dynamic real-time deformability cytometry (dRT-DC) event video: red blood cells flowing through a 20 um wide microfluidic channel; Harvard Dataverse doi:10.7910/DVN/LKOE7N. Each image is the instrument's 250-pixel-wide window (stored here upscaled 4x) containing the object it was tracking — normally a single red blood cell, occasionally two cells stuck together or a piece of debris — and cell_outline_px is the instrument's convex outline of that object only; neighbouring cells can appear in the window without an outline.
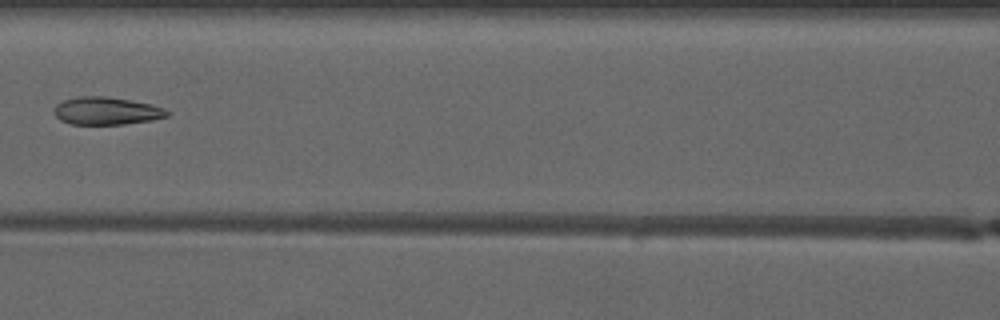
{"species": "common noctule bat (a hibernating species)", "species_latin": "Nyctalus noctula", "temperature_condition": "warm", "stored_images_in_passage": 4, "camera_frame_rate_fps": 3000, "um_per_image_px": 0.085, "animal": {"sex": "male", "forearm_length_mm": 52.5}, "frame": {"image": 1, "passage_image": 4, "time_ms": 4.333, "image_size_px": [1000, 320], "cell_outline_px": [[168, 116], [152, 120], [124, 124], [72, 124], [60, 120], [52, 112], [52, 108], [56, 104], [64, 100], [76, 96], [108, 96], [132, 100], [152, 104], [164, 108], [168, 112]], "centroid_in_image_um": [9.02, 9.41], "position_along_channel_um": 157.6, "area_um2": 18.44}}